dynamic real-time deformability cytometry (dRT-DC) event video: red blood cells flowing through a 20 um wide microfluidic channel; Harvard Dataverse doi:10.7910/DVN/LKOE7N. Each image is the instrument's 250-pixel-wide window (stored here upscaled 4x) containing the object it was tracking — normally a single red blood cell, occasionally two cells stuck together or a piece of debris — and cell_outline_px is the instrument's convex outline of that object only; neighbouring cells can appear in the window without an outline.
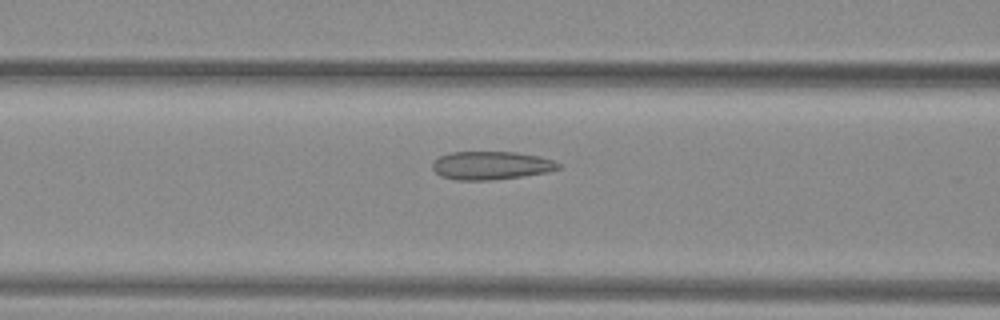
{"species": "common noctule bat (a hibernating species)", "species_latin": "Nyctalus noctula", "temperature_condition": "warm", "stored_images_in_passage": 26, "camera_frame_rate_fps": 3000, "um_per_image_px": 0.085, "animal": {"sex": "female", "body_mass_g": 29.2, "forearm_length_mm": 56.3}, "frame": {"image": 1, "passage_image": 13, "time_ms": 4.0, "image_size_px": [1000, 320], "cell_outline_px": [[560, 168], [548, 172], [524, 176], [488, 180], [456, 180], [440, 176], [432, 168], [432, 164], [440, 156], [452, 152], [516, 152], [540, 156], [552, 160], [560, 164]], "centroid_in_image_um": [41.75, 14.06], "position_along_channel_um": 124.8, "area_um2": 20.69}}
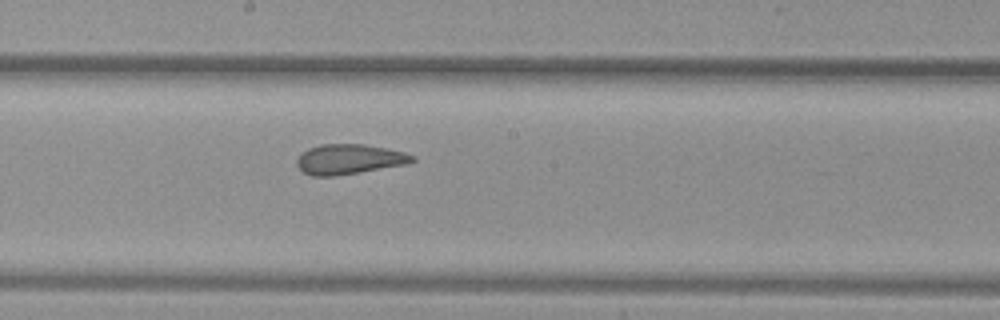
{"frame": {"image": 2, "passage_image": 20, "time_ms": 6.333, "image_size_px": [1000, 320], "cell_outline_px": [[416, 160], [408, 164], [336, 176], [312, 176], [304, 172], [296, 164], [296, 160], [308, 148], [320, 144], [364, 144], [404, 152], [416, 156]], "centroid_in_image_um": [29.7, 13.54], "position_along_channel_um": 218.5, "area_um2": 20.17}}
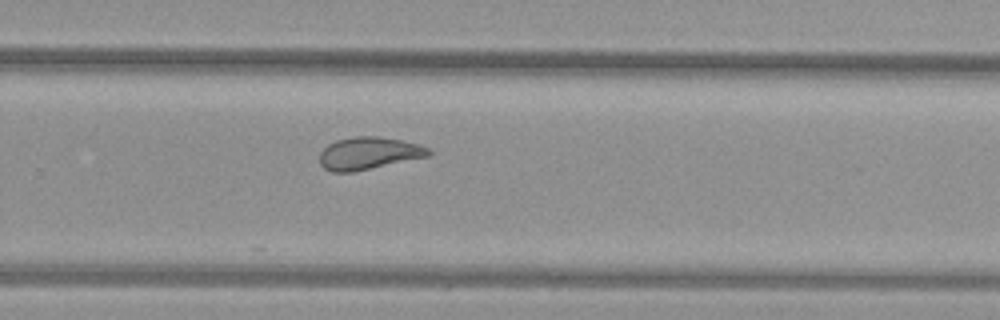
{"frame": {"image": 3, "passage_image": 26, "time_ms": 8.333, "image_size_px": [1000, 320], "cell_outline_px": [[432, 152], [428, 156], [352, 172], [332, 172], [324, 168], [320, 164], [320, 152], [328, 144], [336, 140], [356, 136], [380, 136], [400, 140], [416, 144], [428, 148]], "centroid_in_image_um": [31.3, 13.02], "position_along_channel_um": 298.5, "area_um2": 20.35}}